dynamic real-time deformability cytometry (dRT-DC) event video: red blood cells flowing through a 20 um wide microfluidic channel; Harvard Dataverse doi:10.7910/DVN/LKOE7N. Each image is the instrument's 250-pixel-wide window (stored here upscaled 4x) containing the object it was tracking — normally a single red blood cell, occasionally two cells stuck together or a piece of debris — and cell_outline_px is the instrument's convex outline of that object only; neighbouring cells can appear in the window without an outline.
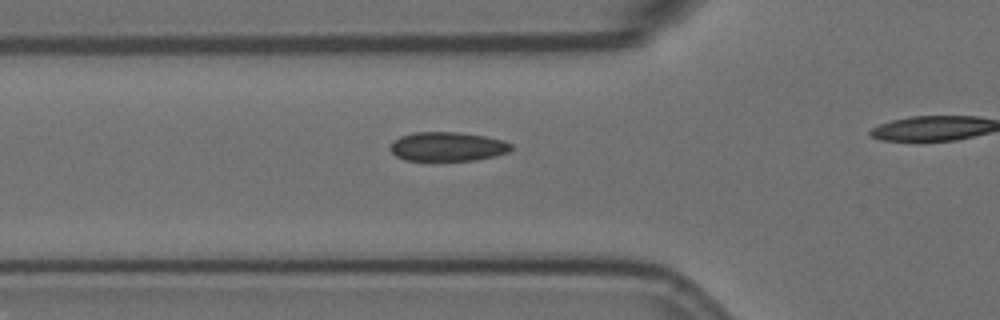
{"species": "Egyptian fruit bat (a non-hibernating species)", "species_latin": "Rousettus aegyptiacus", "temperature_condition": "room temperature", "stored_images_in_passage": 13, "camera_frame_rate_fps": 3000, "um_per_image_px": 0.085, "animal": {"sex": "female"}, "frame": {"image": 1, "passage_image": 8, "time_ms": 2.333, "image_size_px": [1000, 320], "cell_outline_px": [[512, 148], [508, 152], [496, 156], [476, 160], [404, 160], [396, 156], [388, 148], [388, 144], [400, 136], [416, 132], [460, 132], [484, 136], [504, 140], [512, 144]], "centroid_in_image_um": [38.02, 12.45], "position_along_channel_um": 87.8, "area_um2": 20.69}}
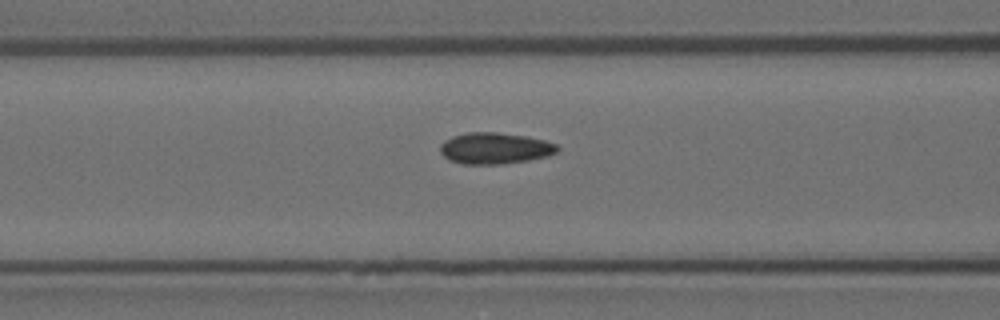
{"frame": {"image": 2, "passage_image": 11, "time_ms": 3.333, "image_size_px": [1000, 320], "cell_outline_px": [[560, 148], [556, 152], [548, 156], [528, 160], [500, 164], [464, 164], [448, 160], [440, 152], [440, 144], [444, 140], [452, 136], [468, 132], [496, 132], [528, 136], [544, 140], [556, 144]], "centroid_in_image_um": [42.05, 12.6], "position_along_channel_um": 124.6, "area_um2": 21.5}}